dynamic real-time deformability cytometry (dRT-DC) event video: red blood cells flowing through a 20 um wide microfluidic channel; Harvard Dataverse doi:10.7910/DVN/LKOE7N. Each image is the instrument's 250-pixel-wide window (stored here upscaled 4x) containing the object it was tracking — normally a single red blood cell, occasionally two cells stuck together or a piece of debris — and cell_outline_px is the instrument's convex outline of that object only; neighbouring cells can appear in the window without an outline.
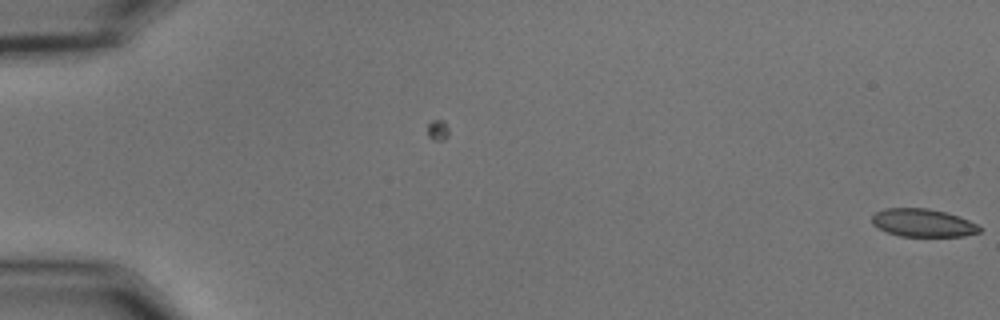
{"species": "common noctule bat (a hibernating species)", "species_latin": "Nyctalus noctula", "temperature_condition": "cold", "stored_images_in_passage": 6, "camera_frame_rate_fps": 3000, "um_per_image_px": 0.085, "animal": {"sex": "male", "body_mass_g": 15.6}, "frame": {"image": 1, "passage_image": 6, "time_ms": 1.667, "image_size_px": [1000, 320], "cell_outline_px": [[980, 232], [964, 236], [900, 236], [888, 232], [872, 224], [872, 216], [876, 212], [884, 208], [928, 208], [944, 212], [968, 220], [976, 224], [980, 228]], "centroid_in_image_um": [78.42, 18.94], "position_along_channel_um": 6.6, "area_um2": 17.28}}